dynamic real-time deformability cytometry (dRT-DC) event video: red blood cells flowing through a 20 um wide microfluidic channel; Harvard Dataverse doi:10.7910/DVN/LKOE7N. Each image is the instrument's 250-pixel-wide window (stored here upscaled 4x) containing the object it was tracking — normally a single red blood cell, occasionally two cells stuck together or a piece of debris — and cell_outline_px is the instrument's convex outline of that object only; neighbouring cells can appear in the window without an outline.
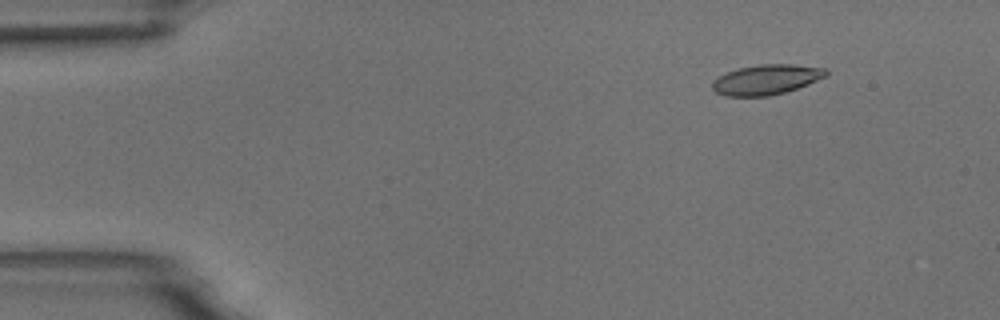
{"species": "common noctule bat (a hibernating species)", "species_latin": "Nyctalus noctula", "temperature_condition": "room temperature", "stored_images_in_passage": 5, "segment_of_instrument_passage": [2, 2], "camera_frame_rate_fps": 3000, "um_per_image_px": 0.085, "animal": {"sex": "male", "body_mass_g": 18.8}, "frame": {"image": 1, "passage_image": 5, "time_ms": 4.667, "image_size_px": [1000, 320], "cell_outline_px": [[828, 76], [808, 84], [784, 92], [768, 96], [724, 96], [716, 92], [712, 88], [712, 80], [728, 72], [740, 68], [760, 64], [792, 64], [828, 68]], "centroid_in_image_um": [65.17, 6.76], "position_along_channel_um": 19.8, "area_um2": 19.88}}